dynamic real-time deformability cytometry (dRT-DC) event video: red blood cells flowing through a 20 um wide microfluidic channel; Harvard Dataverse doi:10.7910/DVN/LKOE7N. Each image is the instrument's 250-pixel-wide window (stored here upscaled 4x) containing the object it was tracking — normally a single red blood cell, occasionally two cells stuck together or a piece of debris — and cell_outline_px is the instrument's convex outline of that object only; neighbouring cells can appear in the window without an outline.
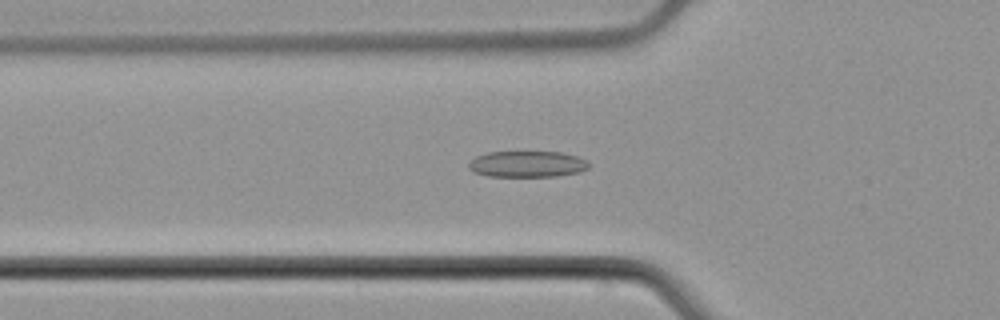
{"species": "common noctule bat (a hibernating species)", "species_latin": "Nyctalus noctula", "temperature_condition": "cold", "stored_images_in_passage": 47, "camera_frame_rate_fps": 3000, "um_per_image_px": 0.085, "animal": {"sex": "male", "body_mass_g": 21.5, "forearm_length_mm": 52.0}, "frame": {"image": 1, "passage_image": 12, "time_ms": 3.667, "image_size_px": [1000, 320], "cell_outline_px": [[588, 168], [580, 172], [556, 176], [488, 176], [472, 172], [468, 168], [468, 164], [476, 156], [488, 152], [560, 152], [576, 156], [588, 160]], "centroid_in_image_um": [44.8, 13.95], "position_along_channel_um": 81.0, "area_um2": 18.32}}
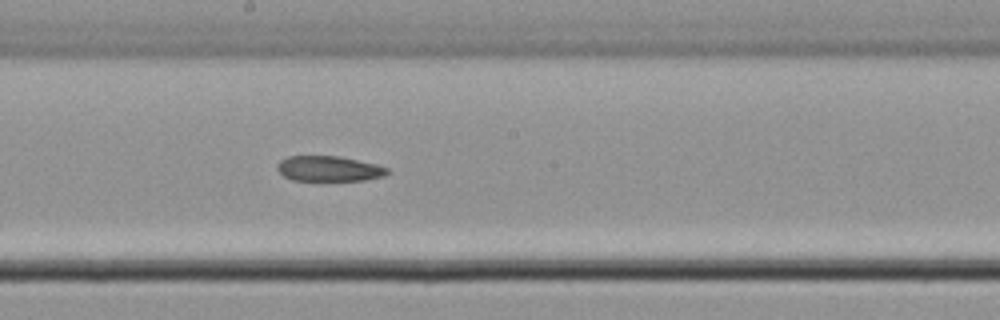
{"frame": {"image": 2, "passage_image": 23, "time_ms": 7.333, "image_size_px": [1000, 320], "cell_outline_px": [[392, 172], [384, 176], [364, 180], [292, 180], [284, 176], [276, 168], [276, 164], [280, 160], [288, 156], [340, 156], [376, 164], [388, 168]], "centroid_in_image_um": [27.97, 14.33], "position_along_channel_um": 220.2, "area_um2": 16.3}}
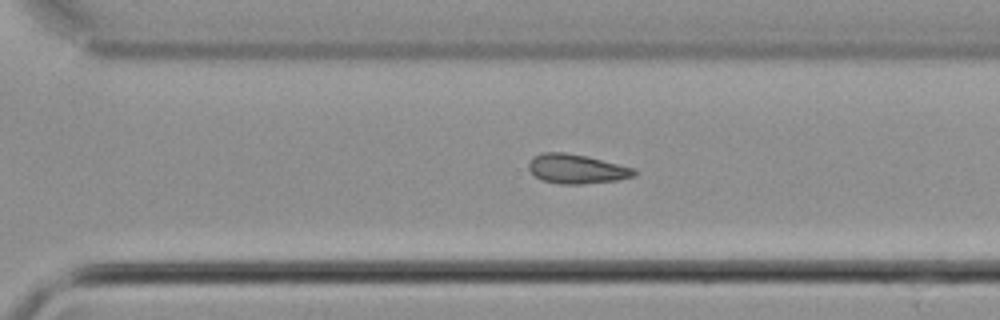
{"frame": {"image": 3, "passage_image": 31, "time_ms": 10.0, "image_size_px": [1000, 320], "cell_outline_px": [[636, 176], [616, 180], [580, 184], [560, 184], [540, 180], [528, 168], [528, 164], [532, 156], [540, 152], [564, 152], [588, 156], [636, 168]], "centroid_in_image_um": [49.0, 14.34], "position_along_channel_um": 321.6, "area_um2": 18.26}}